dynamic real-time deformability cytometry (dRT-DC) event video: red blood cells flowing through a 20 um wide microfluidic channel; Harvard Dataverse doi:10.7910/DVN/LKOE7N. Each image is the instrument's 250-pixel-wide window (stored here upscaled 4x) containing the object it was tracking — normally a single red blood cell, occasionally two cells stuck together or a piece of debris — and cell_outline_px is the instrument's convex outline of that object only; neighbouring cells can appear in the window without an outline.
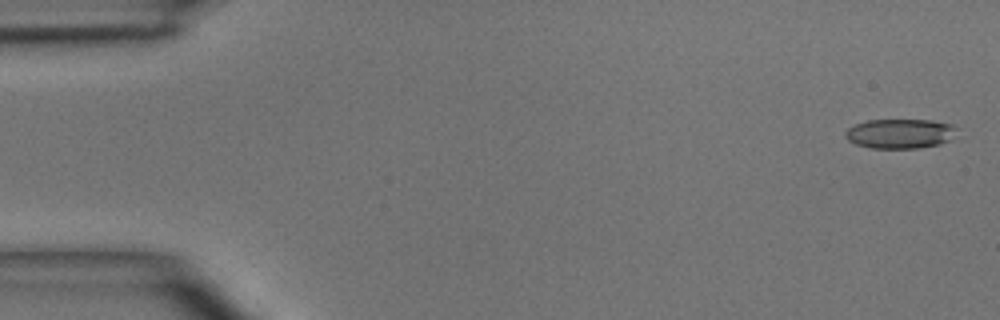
{"species": "common noctule bat (a hibernating species)", "species_latin": "Nyctalus noctula", "temperature_condition": "room temperature", "stored_images_in_passage": 4, "camera_frame_rate_fps": 3000, "um_per_image_px": 0.085, "animal": {"sex": "male", "body_mass_g": 15.6}, "frame": {"image": 1, "passage_image": 1, "time_ms": 0.0, "image_size_px": [1000, 320], "cell_outline_px": [[956, 128], [948, 140], [940, 144], [920, 148], [872, 148], [856, 144], [848, 140], [844, 136], [844, 132], [848, 128], [856, 124], [868, 120], [932, 120], [952, 124]], "centroid_in_image_um": [76.46, 11.35], "position_along_channel_um": 8.5, "area_um2": 19.07}}